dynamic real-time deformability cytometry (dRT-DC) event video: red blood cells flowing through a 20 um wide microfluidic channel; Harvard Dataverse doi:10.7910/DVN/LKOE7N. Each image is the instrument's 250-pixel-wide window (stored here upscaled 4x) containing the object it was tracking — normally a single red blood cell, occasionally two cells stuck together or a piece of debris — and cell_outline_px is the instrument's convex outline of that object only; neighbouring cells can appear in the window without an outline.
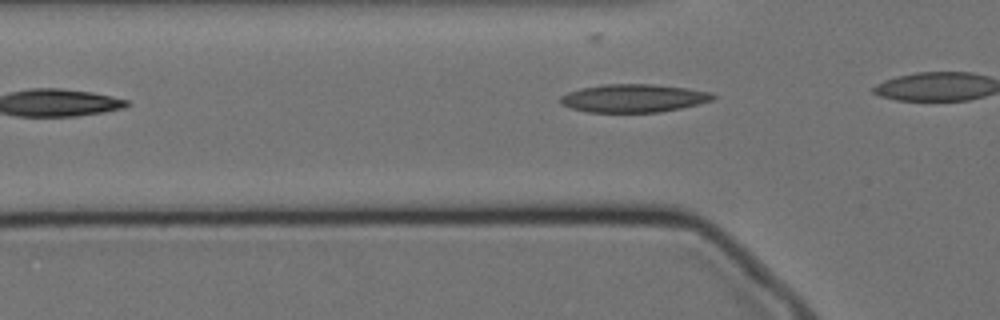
{"species": "Egyptian fruit bat (a non-hibernating species)", "species_latin": "Rousettus aegyptiacus", "temperature_condition": "cold", "stored_images_in_passage": 9, "camera_frame_rate_fps": 3000, "um_per_image_px": 0.085, "animal": {"sex": "female"}, "frame": {"image": 1, "passage_image": 4, "time_ms": 1.0, "image_size_px": [1000, 320], "cell_outline_px": [[716, 100], [680, 108], [660, 112], [588, 112], [572, 108], [560, 104], [560, 96], [568, 92], [580, 88], [604, 84], [652, 84], [688, 88], [712, 92], [716, 96]], "centroid_in_image_um": [53.88, 8.34], "position_along_channel_um": 71.9, "area_um2": 25.14}}
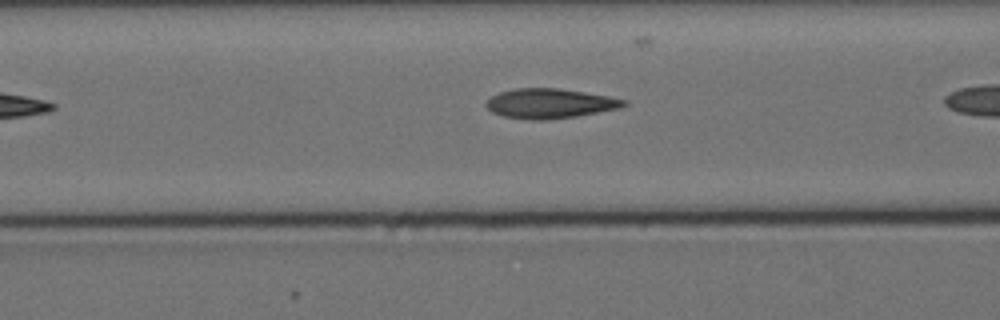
{"frame": {"image": 2, "passage_image": 8, "time_ms": 2.333, "image_size_px": [1000, 320], "cell_outline_px": [[628, 104], [620, 108], [576, 116], [548, 120], [532, 120], [504, 116], [492, 112], [484, 104], [492, 96], [500, 92], [516, 88], [560, 88], [608, 96], [628, 100]], "centroid_in_image_um": [46.76, 8.79], "position_along_channel_um": 119.8, "area_um2": 23.81}}